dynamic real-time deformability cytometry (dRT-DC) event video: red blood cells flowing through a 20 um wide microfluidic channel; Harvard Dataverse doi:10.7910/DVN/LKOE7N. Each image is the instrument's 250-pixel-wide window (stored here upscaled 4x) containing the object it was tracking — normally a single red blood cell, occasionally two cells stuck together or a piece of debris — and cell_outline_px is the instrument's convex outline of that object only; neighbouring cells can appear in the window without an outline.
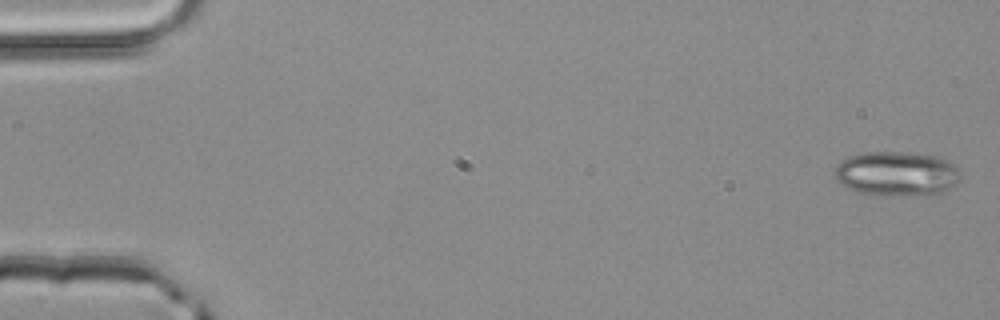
{"species": "common noctule bat (a hibernating species)", "species_latin": "Nyctalus noctula", "temperature_condition": "room temperature", "stored_images_in_passage": 4, "segment_of_instrument_passage": [2, 2], "camera_frame_rate_fps": 3000, "um_per_image_px": 0.085, "animal": {"sex": "male", "body_mass_g": 20.4}, "frame": {"image": 1, "passage_image": 4, "time_ms": 1.0, "image_size_px": [1000, 320], "cell_outline_px": [[960, 180], [952, 188], [936, 196], [916, 196], [860, 192], [848, 188], [832, 176], [836, 164], [848, 156], [864, 152], [908, 152], [936, 156], [948, 160], [960, 172]], "centroid_in_image_um": [76.25, 14.76], "position_along_channel_um": 8.7, "area_um2": 33.0}}